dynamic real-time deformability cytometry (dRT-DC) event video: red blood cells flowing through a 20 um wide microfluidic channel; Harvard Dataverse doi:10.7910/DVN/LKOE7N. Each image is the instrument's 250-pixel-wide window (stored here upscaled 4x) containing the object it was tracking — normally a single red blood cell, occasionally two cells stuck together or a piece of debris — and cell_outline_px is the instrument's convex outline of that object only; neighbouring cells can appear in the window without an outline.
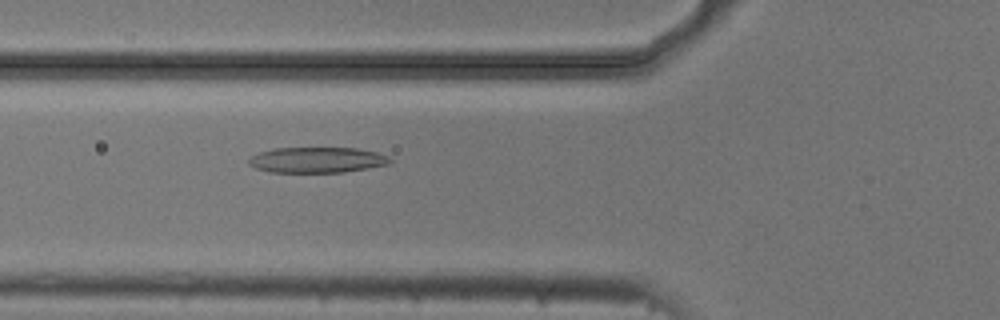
{"species": "common noctule bat (a hibernating species)", "species_latin": "Nyctalus noctula", "temperature_condition": "cold", "stored_images_in_passage": 6, "camera_frame_rate_fps": 3000, "um_per_image_px": 0.085, "animal": {"sex": "male", "body_mass_g": 20.5, "forearm_length_mm": 52.5}, "frame": {"image": 1, "passage_image": 6, "time_ms": 1.667, "image_size_px": [1000, 320], "cell_outline_px": [[392, 160], [388, 164], [368, 168], [344, 172], [272, 172], [256, 168], [248, 164], [248, 160], [252, 156], [260, 152], [272, 148], [356, 148], [376, 152], [388, 156]], "centroid_in_image_um": [26.95, 13.59], "position_along_channel_um": 98.9, "area_um2": 20.98}}